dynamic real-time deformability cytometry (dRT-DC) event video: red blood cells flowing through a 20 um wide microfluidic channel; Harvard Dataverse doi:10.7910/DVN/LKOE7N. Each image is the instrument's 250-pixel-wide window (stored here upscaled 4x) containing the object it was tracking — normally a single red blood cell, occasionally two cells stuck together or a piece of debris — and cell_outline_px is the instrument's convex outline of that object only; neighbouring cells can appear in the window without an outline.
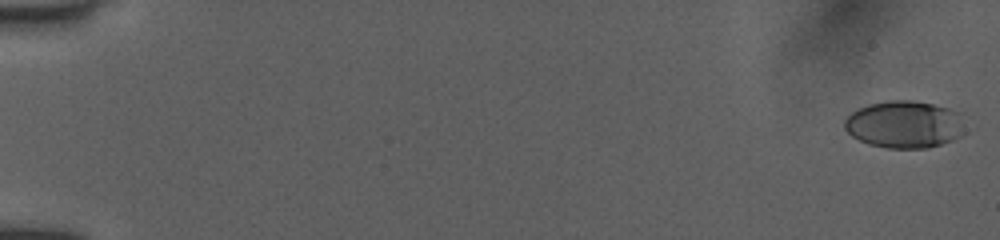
{"species": "human", "species_latin": "Homo sapiens", "temperature_condition": "room temperature", "stored_images_in_passage": 9, "camera_frame_rate_fps": 3000, "um_per_image_px": 0.085, "donor": {"sex": "female"}, "frame": {"image": 1, "passage_image": 1, "time_ms": 0.0, "image_size_px": [1000, 240], "cell_outline_px": [[964, 132], [960, 136], [952, 140], [928, 148], [888, 148], [868, 144], [852, 136], [844, 128], [844, 120], [856, 108], [868, 104], [888, 100], [912, 100], [952, 108], [964, 112]], "centroid_in_image_um": [76.92, 10.56], "position_along_channel_um": 8.1, "area_um2": 33.76}}